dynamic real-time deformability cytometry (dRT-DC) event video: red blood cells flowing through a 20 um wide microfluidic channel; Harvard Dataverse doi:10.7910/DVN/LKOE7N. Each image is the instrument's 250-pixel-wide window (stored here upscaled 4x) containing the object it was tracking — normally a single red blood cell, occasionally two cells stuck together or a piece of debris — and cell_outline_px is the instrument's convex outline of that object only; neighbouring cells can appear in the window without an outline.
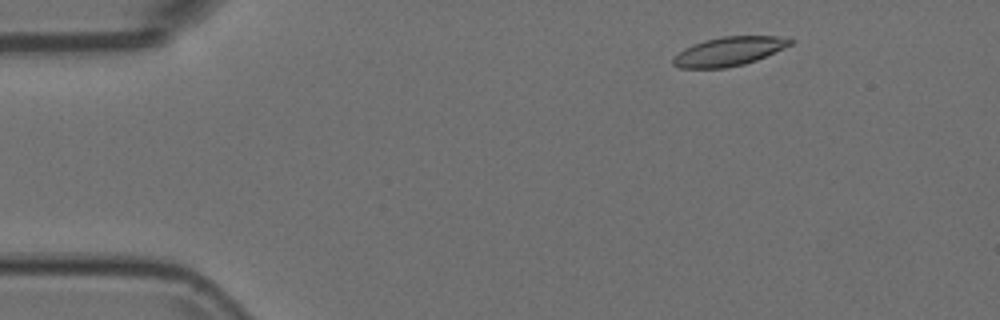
{"species": "Egyptian fruit bat (a non-hibernating species)", "species_latin": "Rousettus aegyptiacus", "temperature_condition": "room temperature", "stored_images_in_passage": 51, "camera_frame_rate_fps": 3000, "um_per_image_px": 0.085, "animal": {"sex": "female"}, "frame": {"image": 1, "passage_image": 5, "time_ms": 1.333, "image_size_px": [1000, 320], "cell_outline_px": [[796, 40], [792, 44], [756, 60], [744, 64], [724, 68], [680, 68], [672, 64], [672, 56], [684, 48], [692, 44], [704, 40], [724, 36], [776, 36]], "centroid_in_image_um": [61.91, 4.36], "position_along_channel_um": 23.1, "area_um2": 19.77}}
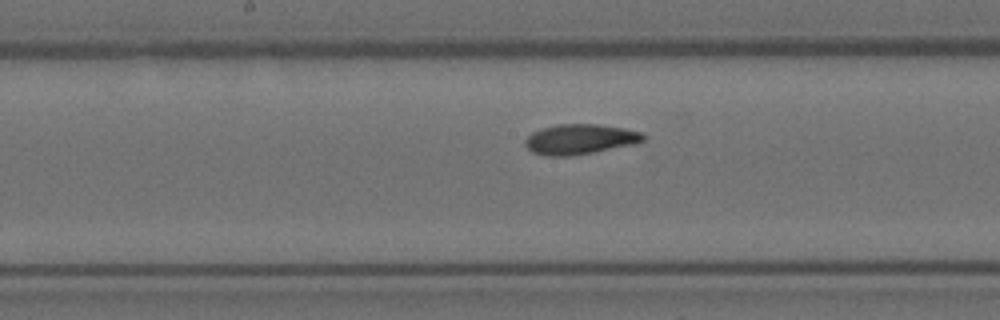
{"frame": {"image": 2, "passage_image": 25, "time_ms": 8.0, "image_size_px": [1000, 320], "cell_outline_px": [[644, 140], [636, 144], [592, 152], [568, 156], [548, 156], [532, 152], [524, 144], [524, 140], [532, 132], [540, 128], [556, 124], [600, 124], [624, 128], [640, 132], [644, 136]], "centroid_in_image_um": [49.27, 11.82], "position_along_channel_um": 198.9, "area_um2": 20.75}}
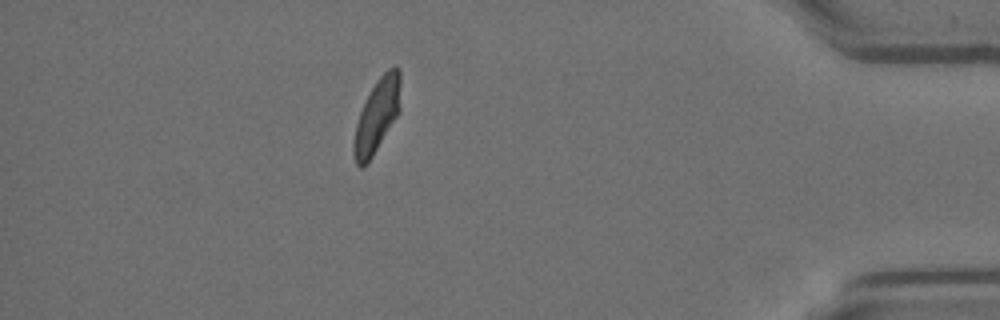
{"frame": {"image": 3, "passage_image": 45, "time_ms": 14.667, "image_size_px": [1000, 320], "cell_outline_px": [[400, 112], [372, 156], [360, 168], [356, 164], [352, 152], [352, 148], [356, 124], [360, 112], [376, 80], [392, 64], [396, 64], [400, 68]], "centroid_in_image_um": [32.06, 9.78], "position_along_channel_um": 403.1, "area_um2": 20.0}}